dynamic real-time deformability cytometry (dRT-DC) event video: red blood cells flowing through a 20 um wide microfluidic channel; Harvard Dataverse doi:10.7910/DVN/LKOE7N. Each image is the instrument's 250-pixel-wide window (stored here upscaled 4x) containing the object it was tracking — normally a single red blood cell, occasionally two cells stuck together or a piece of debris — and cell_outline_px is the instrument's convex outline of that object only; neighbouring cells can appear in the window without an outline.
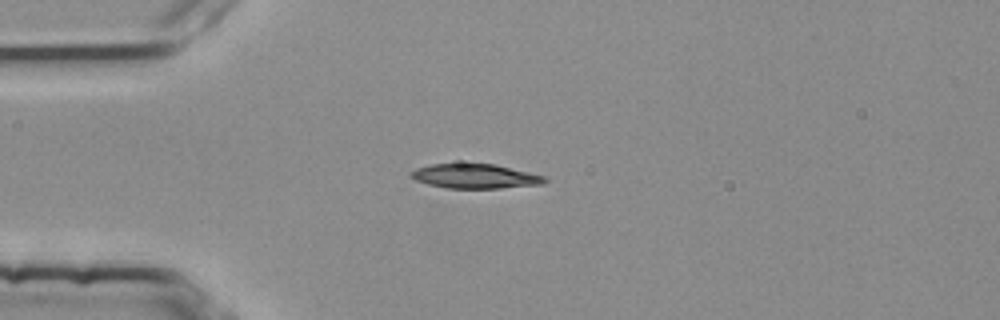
{"species": "common noctule bat (a hibernating species)", "species_latin": "Nyctalus noctula", "temperature_condition": "room temperature", "stored_images_in_passage": 4, "camera_frame_rate_fps": 3000, "um_per_image_px": 0.085, "animal": {"sex": "female", "body_mass_g": 25.1}, "frame": {"image": 1, "passage_image": 4, "time_ms": 1.0, "image_size_px": [1000, 320], "cell_outline_px": [[548, 180], [544, 184], [500, 188], [448, 188], [428, 184], [416, 180], [408, 176], [408, 172], [416, 168], [432, 164], [496, 164], [544, 176]], "centroid_in_image_um": [40.36, 14.98], "position_along_channel_um": 44.6, "area_um2": 19.02}}